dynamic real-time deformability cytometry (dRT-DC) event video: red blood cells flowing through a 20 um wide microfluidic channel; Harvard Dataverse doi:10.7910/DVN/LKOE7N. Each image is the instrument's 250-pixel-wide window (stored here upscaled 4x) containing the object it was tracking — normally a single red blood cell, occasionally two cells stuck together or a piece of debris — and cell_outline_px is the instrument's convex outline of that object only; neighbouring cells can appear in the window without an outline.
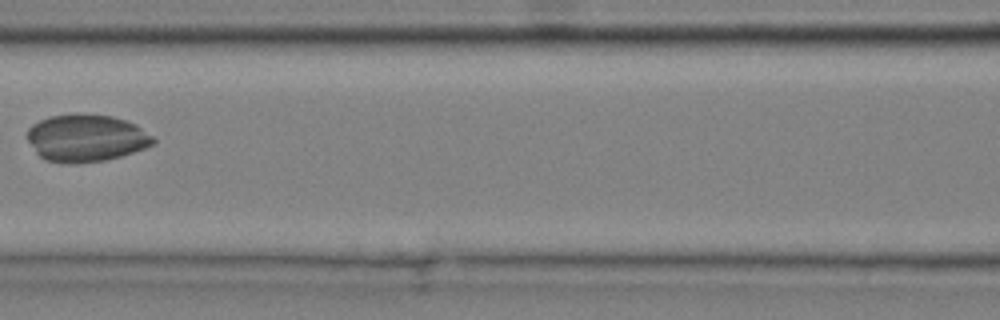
{"species": "common noctule bat (a hibernating species)", "species_latin": "Nyctalus noctula", "temperature_condition": "cold", "stored_images_in_passage": 6, "camera_frame_rate_fps": 3000, "um_per_image_px": 0.085, "animal": {"sex": "male", "body_mass_g": 20.4}, "frame": {"image": 1, "passage_image": 5, "time_ms": 1.333, "image_size_px": [1000, 320], "cell_outline_px": [[156, 140], [152, 144], [144, 148], [120, 156], [104, 160], [76, 164], [60, 164], [44, 160], [36, 152], [28, 140], [28, 128], [32, 124], [48, 116], [112, 116], [136, 124], [152, 136]], "centroid_in_image_um": [7.3, 11.78], "position_along_channel_um": 159.3, "area_um2": 34.1}}